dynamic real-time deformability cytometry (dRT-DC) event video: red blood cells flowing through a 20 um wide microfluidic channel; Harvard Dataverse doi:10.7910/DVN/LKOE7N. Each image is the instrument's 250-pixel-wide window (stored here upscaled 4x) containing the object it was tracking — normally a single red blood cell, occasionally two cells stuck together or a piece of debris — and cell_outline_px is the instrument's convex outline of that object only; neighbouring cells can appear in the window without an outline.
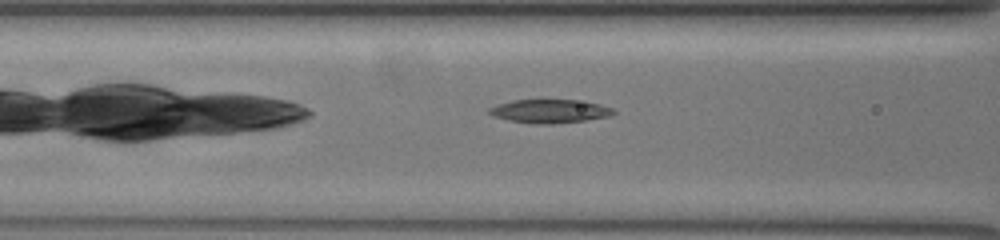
{"species": "common noctule bat (a hibernating species)", "species_latin": "Nyctalus noctula", "temperature_condition": "warm", "stored_images_in_passage": 35, "camera_frame_rate_fps": 3000, "um_per_image_px": 0.085, "animal": {"sex": "female", "body_mass_g": 19.5, "forearm_length_mm": 54.1}, "frame": {"image": 1, "passage_image": 11, "time_ms": 3.333, "image_size_px": [1000, 240], "cell_outline_px": [[616, 112], [608, 116], [584, 120], [552, 124], [540, 124], [508, 120], [492, 116], [488, 112], [488, 108], [512, 100], [572, 100], [600, 104], [612, 108]], "centroid_in_image_um": [46.69, 9.45], "position_along_channel_um": 119.9, "area_um2": 16.76}}
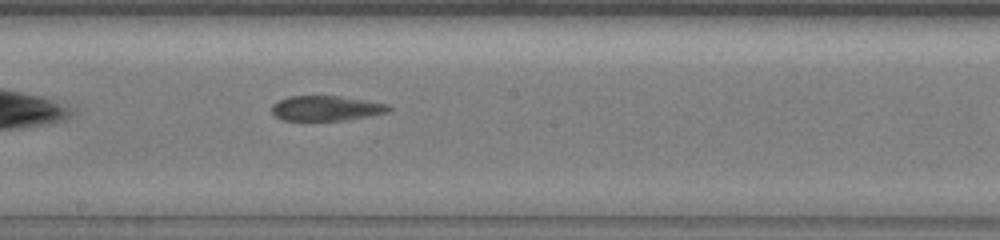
{"frame": {"image": 2, "passage_image": 19, "time_ms": 6.0, "image_size_px": [1000, 240], "cell_outline_px": [[392, 108], [388, 112], [372, 116], [344, 120], [284, 120], [276, 116], [272, 112], [272, 104], [276, 100], [288, 96], [340, 96], [388, 104]], "centroid_in_image_um": [27.72, 9.2], "position_along_channel_um": 220.5, "area_um2": 17.11}}
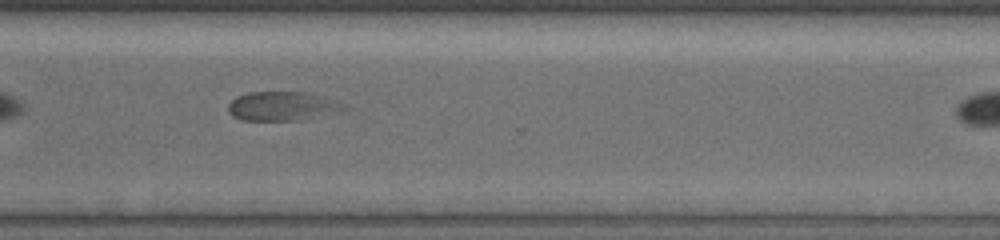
{"frame": {"image": 3, "passage_image": 29, "time_ms": 9.333, "image_size_px": [1000, 240], "cell_outline_px": [[336, 100], [324, 108], [300, 120], [240, 120], [232, 116], [228, 112], [228, 104], [236, 96], [248, 92], [308, 92], [324, 96]], "centroid_in_image_um": [23.53, 8.98], "position_along_channel_um": 347.1, "area_um2": 17.74}}